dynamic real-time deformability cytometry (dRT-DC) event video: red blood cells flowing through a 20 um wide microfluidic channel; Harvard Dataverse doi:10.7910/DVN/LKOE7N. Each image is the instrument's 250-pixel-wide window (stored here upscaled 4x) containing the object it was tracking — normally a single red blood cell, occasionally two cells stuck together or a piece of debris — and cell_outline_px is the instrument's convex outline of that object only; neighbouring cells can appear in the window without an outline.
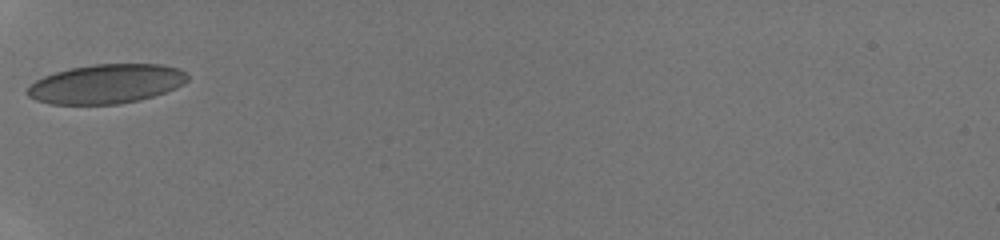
{"species": "human", "species_latin": "Homo sapiens", "temperature_condition": "room temperature", "stored_images_in_passage": 27, "camera_frame_rate_fps": 3000, "um_per_image_px": 0.085, "donor": {"sex": "male"}, "frame": {"image": 1, "passage_image": 1, "time_ms": 0.0, "image_size_px": [1000, 240], "cell_outline_px": [[188, 80], [184, 84], [176, 88], [140, 100], [120, 104], [48, 104], [36, 100], [28, 96], [24, 92], [28, 84], [44, 76], [68, 68], [92, 64], [160, 64], [180, 68], [188, 76]], "centroid_in_image_um": [8.99, 7.13], "position_along_channel_um": 76.0, "area_um2": 36.99}}
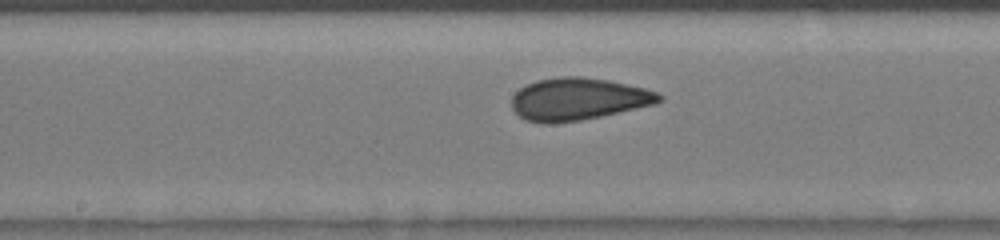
{"frame": {"image": 2, "passage_image": 9, "time_ms": 2.667, "image_size_px": [1000, 240], "cell_outline_px": [[664, 100], [656, 104], [600, 116], [580, 120], [552, 124], [544, 124], [524, 120], [512, 108], [512, 96], [520, 88], [536, 80], [560, 76], [580, 76], [608, 80], [644, 88], [660, 92], [664, 96]], "centroid_in_image_um": [49.16, 8.42], "position_along_channel_um": 199.0, "area_um2": 36.53}}
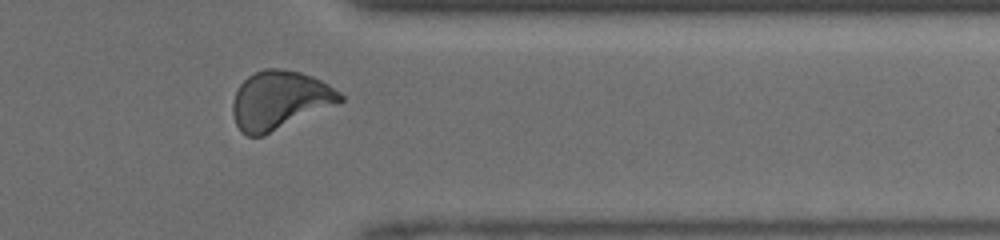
{"frame": {"image": 3, "passage_image": 21, "time_ms": 6.667, "image_size_px": [1000, 240], "cell_outline_px": [[344, 100], [264, 136], [248, 136], [240, 132], [236, 124], [232, 112], [232, 104], [236, 92], [240, 84], [248, 76], [264, 68], [280, 68], [300, 72], [312, 76], [328, 84], [340, 92], [344, 96]], "centroid_in_image_um": [23.75, 8.51], "position_along_channel_um": 387.7, "area_um2": 36.47}}